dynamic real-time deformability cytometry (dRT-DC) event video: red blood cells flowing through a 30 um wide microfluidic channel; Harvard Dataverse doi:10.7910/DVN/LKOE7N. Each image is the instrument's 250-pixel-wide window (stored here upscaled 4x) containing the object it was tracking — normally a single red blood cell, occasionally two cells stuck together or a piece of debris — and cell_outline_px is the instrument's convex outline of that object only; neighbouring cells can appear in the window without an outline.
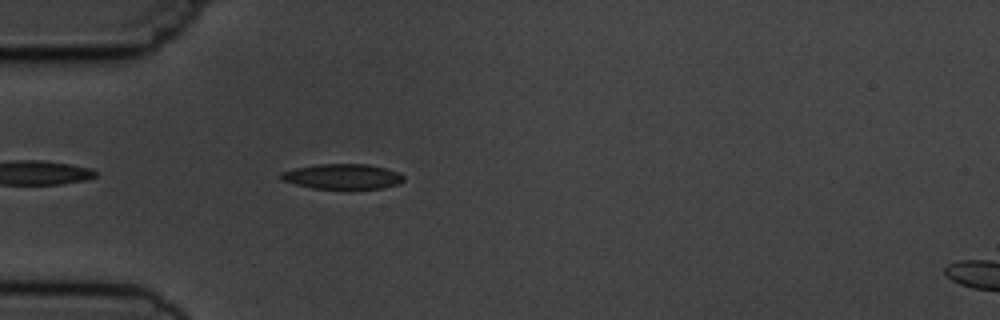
{"species": "common noctule bat (a hibernating species)", "species_latin": "Nyctalus noctula", "temperature_condition": "cold", "stored_images_in_passage": 4, "camera_frame_rate_fps": 3000, "um_per_image_px": 0.085, "animal": {"sex": "male", "body_mass_g": 19.5, "forearm_length_mm": 54.6}, "frame": {"image": 1, "passage_image": 3, "time_ms": 3.0, "image_size_px": [1000, 320], "cell_outline_px": [[404, 180], [400, 184], [384, 188], [312, 188], [280, 180], [280, 172], [296, 168], [320, 164], [368, 164], [400, 172], [404, 176]], "centroid_in_image_um": [29.14, 15.0], "position_along_channel_um": 55.9, "area_um2": 17.92}}